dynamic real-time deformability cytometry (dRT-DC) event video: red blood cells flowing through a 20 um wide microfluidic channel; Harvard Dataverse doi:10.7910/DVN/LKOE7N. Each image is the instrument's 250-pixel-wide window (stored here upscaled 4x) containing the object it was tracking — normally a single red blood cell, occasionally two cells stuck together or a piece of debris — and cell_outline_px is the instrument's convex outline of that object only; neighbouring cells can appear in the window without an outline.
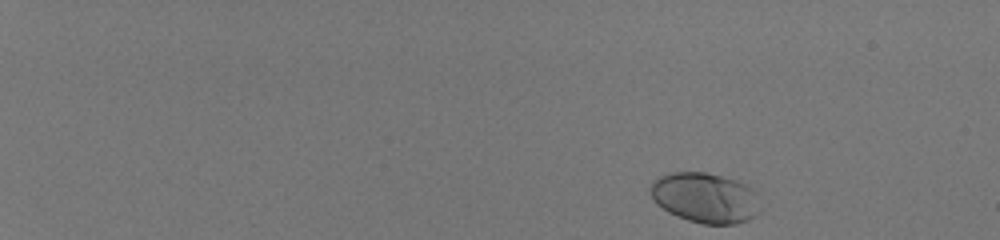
{"species": "human", "species_latin": "Homo sapiens", "temperature_condition": "room temperature", "stored_images_in_passage": 48, "camera_frame_rate_fps": 3000, "um_per_image_px": 0.085, "donor": {"sex": "male"}, "frame": {"image": 1, "passage_image": 1, "time_ms": 0.0, "image_size_px": [1000, 240], "cell_outline_px": [[752, 216], [748, 220], [736, 224], [704, 224], [688, 220], [676, 216], [668, 212], [656, 204], [648, 188], [652, 180], [660, 176], [672, 172], [704, 172], [736, 180], [748, 184], [752, 188]], "centroid_in_image_um": [59.78, 16.79], "position_along_channel_um": 25.2, "area_um2": 31.33}}
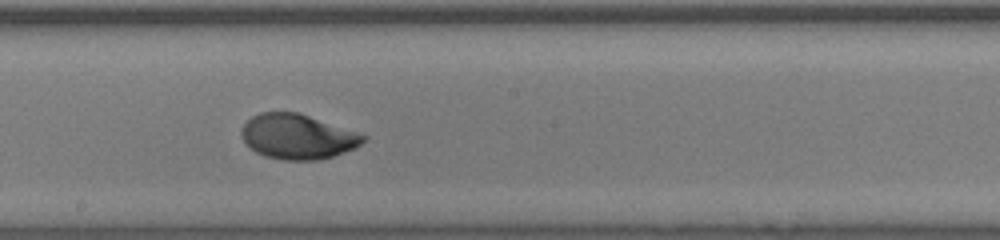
{"frame": {"image": 2, "passage_image": 29, "time_ms": 9.333, "image_size_px": [1000, 240], "cell_outline_px": [[368, 136], [356, 148], [332, 156], [316, 160], [284, 160], [264, 156], [256, 152], [240, 136], [240, 128], [252, 116], [260, 112], [296, 112]], "centroid_in_image_um": [25.26, 11.62], "position_along_channel_um": 222.9, "area_um2": 31.5}}
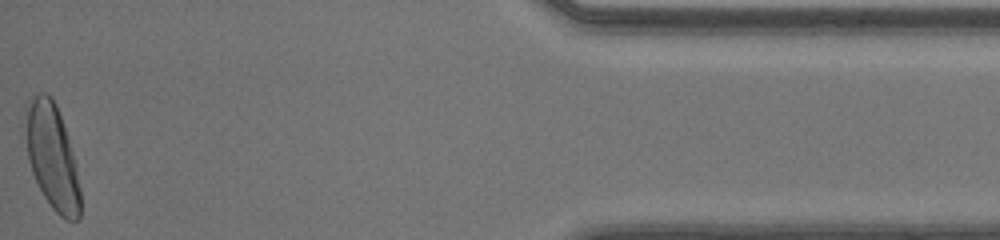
{"frame": {"image": 3, "passage_image": 48, "time_ms": 15.667, "image_size_px": [1000, 240], "cell_outline_px": [[80, 216], [76, 220], [68, 220], [60, 216], [52, 208], [44, 196], [32, 172], [28, 160], [24, 108], [32, 96], [40, 92], [44, 92], [52, 96], [56, 104], [68, 136], [76, 164], [80, 188]], "centroid_in_image_um": [4.43, 13.27], "position_along_channel_um": 430.8, "area_um2": 33.7}, "authors_computed_cell_mechanics": {"area_um2": 31.501, "velocity_mm_per_s": 4.1378, "shape_relaxation_time_tau1_ms": 2.8342, "shape_relaxation_time_tau2_ms": null, "deformation_change_tau1": 0.1692, "deformation_change_tau2": null}}